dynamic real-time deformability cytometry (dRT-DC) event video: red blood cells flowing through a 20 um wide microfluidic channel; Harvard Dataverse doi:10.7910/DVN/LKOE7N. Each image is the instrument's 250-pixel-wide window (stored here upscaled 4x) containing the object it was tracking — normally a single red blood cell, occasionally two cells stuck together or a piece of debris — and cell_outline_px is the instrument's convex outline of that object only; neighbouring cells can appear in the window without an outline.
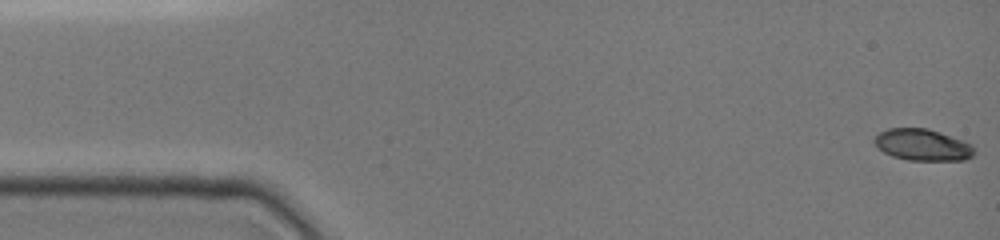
{"species": "common noctule bat (a hibernating species)", "species_latin": "Nyctalus noctula", "temperature_condition": "cold", "stored_images_in_passage": 37, "camera_frame_rate_fps": 3000, "um_per_image_px": 0.085, "animal": {"sex": "female", "body_mass_g": 19.0, "forearm_length_mm": 51.5}, "frame": {"image": 1, "passage_image": 1, "time_ms": 0.0, "image_size_px": [1000, 240], "cell_outline_px": [[976, 152], [972, 156], [964, 160], [908, 160], [892, 156], [884, 152], [872, 140], [880, 132], [888, 128], [928, 128], [940, 132], [972, 144], [976, 148]], "centroid_in_image_um": [78.45, 12.31], "position_along_channel_um": 6.6, "area_um2": 18.38}}
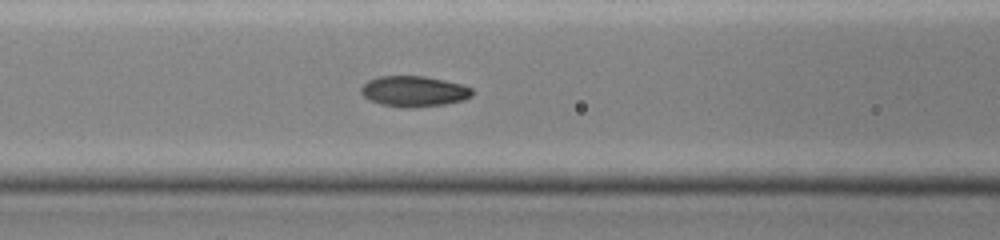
{"frame": {"image": 2, "passage_image": 20, "time_ms": 6.333, "image_size_px": [1000, 240], "cell_outline_px": [[472, 96], [464, 100], [444, 104], [412, 108], [408, 108], [380, 104], [368, 100], [360, 92], [360, 88], [368, 80], [380, 76], [424, 76], [464, 84], [472, 88]], "centroid_in_image_um": [35.19, 7.76], "position_along_channel_um": 131.4, "area_um2": 20.0}}
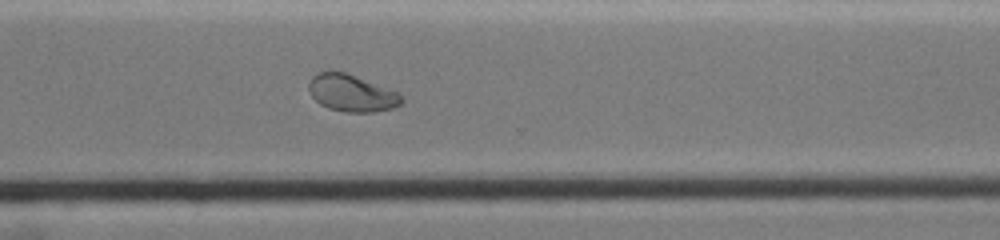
{"frame": {"image": 3, "passage_image": 36, "time_ms": 11.667, "image_size_px": [1000, 240], "cell_outline_px": [[404, 100], [400, 104], [392, 108], [372, 112], [344, 112], [328, 108], [320, 104], [312, 96], [308, 88], [308, 80], [312, 76], [320, 72], [348, 72], [400, 92]], "centroid_in_image_um": [29.91, 7.9], "position_along_channel_um": 340.7, "area_um2": 20.23}}